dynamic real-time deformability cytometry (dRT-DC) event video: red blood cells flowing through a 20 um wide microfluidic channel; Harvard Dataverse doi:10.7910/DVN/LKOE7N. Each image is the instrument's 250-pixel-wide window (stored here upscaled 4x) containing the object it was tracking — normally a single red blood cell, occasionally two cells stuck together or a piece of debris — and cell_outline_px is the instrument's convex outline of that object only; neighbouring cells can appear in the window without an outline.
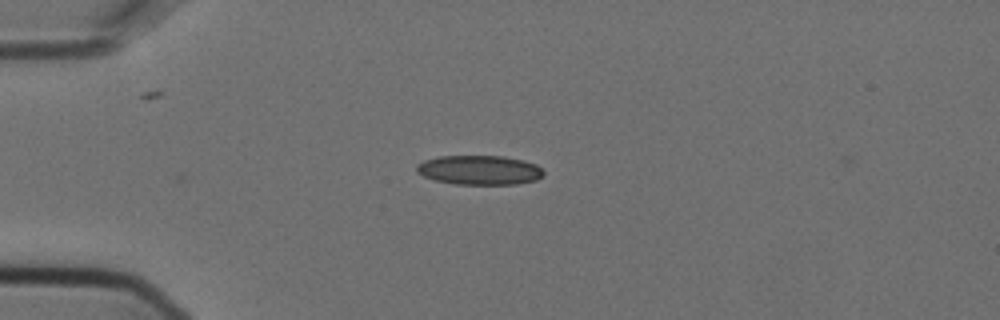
{"species": "Egyptian fruit bat (a non-hibernating species)", "species_latin": "Rousettus aegyptiacus", "temperature_condition": "cold", "stored_images_in_passage": 6, "camera_frame_rate_fps": 3000, "um_per_image_px": 0.085, "animal": {"sex": "female"}, "frame": {"image": 1, "passage_image": 6, "time_ms": 1.667, "image_size_px": [1000, 320], "cell_outline_px": [[544, 172], [536, 180], [516, 184], [456, 184], [436, 180], [424, 176], [416, 172], [416, 164], [424, 160], [440, 156], [504, 156], [524, 160], [536, 164]], "centroid_in_image_um": [40.73, 14.45], "position_along_channel_um": 44.3, "area_um2": 21.68}}